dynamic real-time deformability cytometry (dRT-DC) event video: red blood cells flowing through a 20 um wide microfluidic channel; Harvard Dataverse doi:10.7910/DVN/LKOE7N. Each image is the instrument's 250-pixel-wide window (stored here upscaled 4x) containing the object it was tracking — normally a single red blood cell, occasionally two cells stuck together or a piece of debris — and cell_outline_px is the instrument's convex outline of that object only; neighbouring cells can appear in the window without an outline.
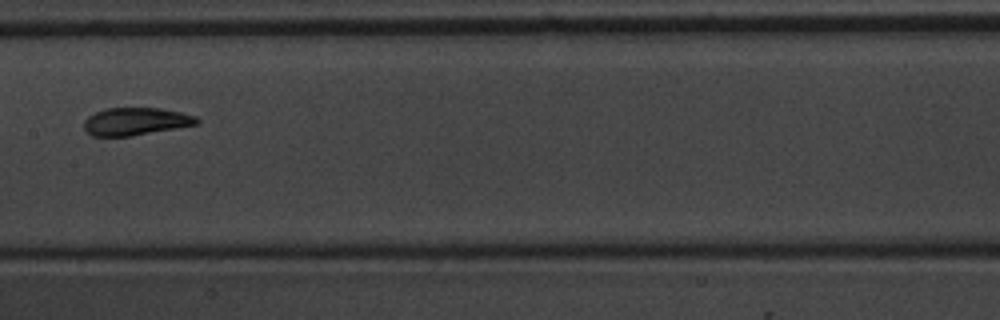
{"species": "common noctule bat (a hibernating species)", "species_latin": "Nyctalus noctula", "temperature_condition": "warm", "stored_images_in_passage": 9, "camera_frame_rate_fps": 3000, "um_per_image_px": 0.085, "animal": {"sex": "male", "body_mass_g": 20.1, "forearm_length_mm": 53.5}, "frame": {"image": 1, "passage_image": 6, "time_ms": 6.0, "image_size_px": [1000, 320], "cell_outline_px": [[200, 120], [196, 124], [176, 128], [132, 136], [92, 136], [84, 128], [84, 120], [88, 116], [96, 112], [108, 108], [160, 108], [180, 112], [196, 116]], "centroid_in_image_um": [11.52, 10.32], "position_along_channel_um": 195.9, "area_um2": 18.03}}
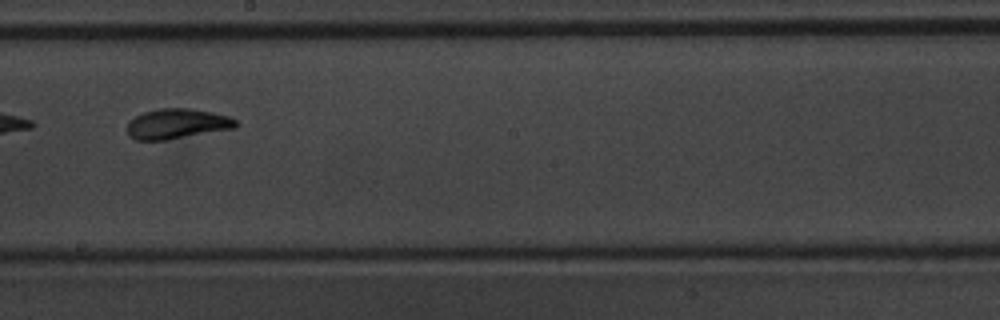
{"frame": {"image": 2, "passage_image": 7, "time_ms": 7.0, "image_size_px": [1000, 320], "cell_outline_px": [[240, 124], [236, 128], [168, 140], [136, 140], [128, 136], [128, 124], [136, 116], [144, 112], [160, 108], [188, 108], [212, 112], [228, 116], [236, 120]], "centroid_in_image_um": [15.09, 10.53], "position_along_channel_um": 233.1, "area_um2": 19.13}}
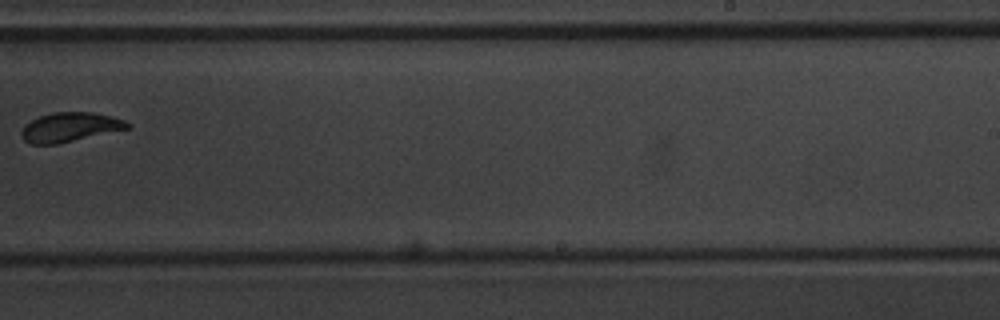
{"frame": {"image": 3, "passage_image": 8, "time_ms": 8.333, "image_size_px": [1000, 320], "cell_outline_px": [[128, 128], [56, 144], [32, 144], [24, 140], [20, 132], [24, 124], [40, 116], [52, 112], [92, 112], [124, 120], [128, 124]], "centroid_in_image_um": [5.86, 10.8], "position_along_channel_um": 283.1, "area_um2": 17.69}}